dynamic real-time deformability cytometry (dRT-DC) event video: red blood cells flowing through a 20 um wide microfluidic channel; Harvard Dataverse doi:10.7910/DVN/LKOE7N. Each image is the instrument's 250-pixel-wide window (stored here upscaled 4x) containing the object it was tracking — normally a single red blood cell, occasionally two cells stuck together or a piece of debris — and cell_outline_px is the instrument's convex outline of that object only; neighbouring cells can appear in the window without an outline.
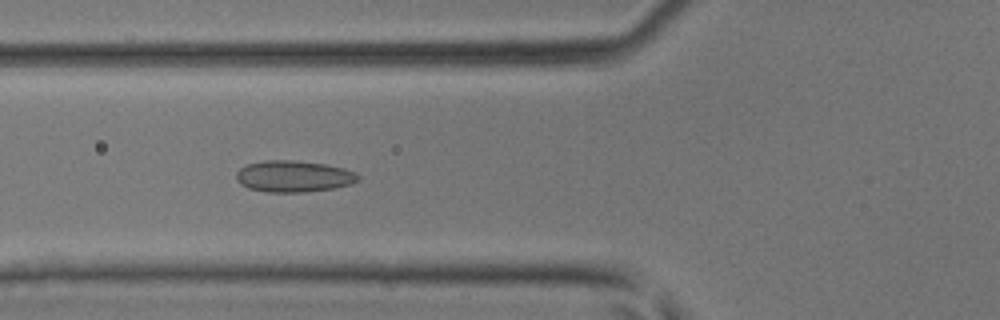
{"species": "common noctule bat (a hibernating species)", "species_latin": "Nyctalus noctula", "temperature_condition": "room temperature", "stored_images_in_passage": 46, "camera_frame_rate_fps": 3000, "um_per_image_px": 0.085, "animal": {"sex": "male", "body_mass_g": 17.9, "forearm_length_mm": 54.2}, "frame": {"image": 1, "passage_image": 18, "time_ms": 5.667, "image_size_px": [1000, 320], "cell_outline_px": [[360, 180], [352, 184], [332, 188], [304, 192], [268, 192], [248, 188], [240, 184], [236, 180], [236, 172], [244, 164], [264, 160], [292, 160], [324, 164], [344, 168], [356, 172], [360, 176]], "centroid_in_image_um": [24.94, 14.98], "position_along_channel_um": 100.9, "area_um2": 22.54}}
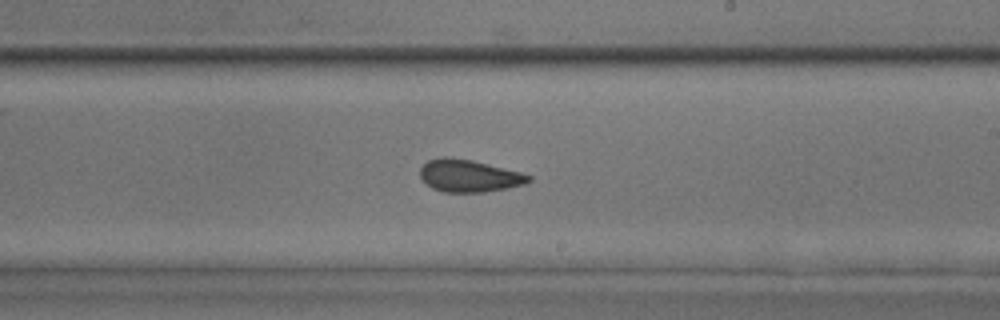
{"frame": {"image": 2, "passage_image": 28, "time_ms": 9.0, "image_size_px": [1000, 320], "cell_outline_px": [[532, 180], [524, 184], [508, 188], [484, 192], [444, 192], [432, 188], [420, 176], [420, 168], [428, 160], [444, 156], [448, 156], [472, 160], [520, 172], [532, 176]], "centroid_in_image_um": [39.87, 14.94], "position_along_channel_um": 249.1, "area_um2": 20.4}}
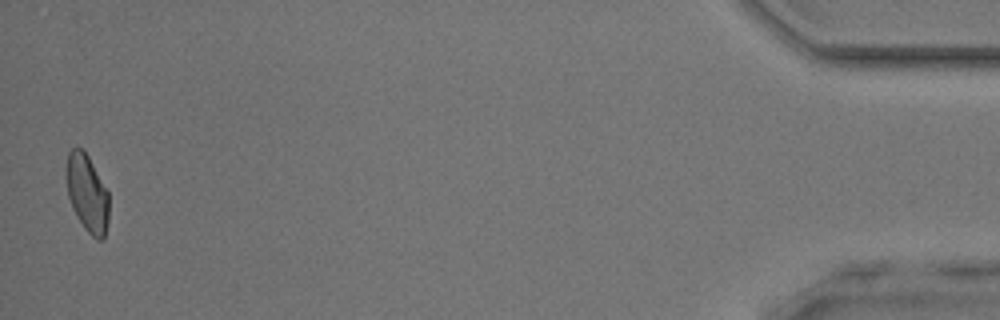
{"frame": {"image": 3, "passage_image": 46, "time_ms": 15.0, "image_size_px": [1000, 320], "cell_outline_px": [[108, 220], [104, 240], [96, 240], [84, 228], [76, 216], [72, 208], [68, 196], [64, 168], [68, 152], [76, 144], [88, 156], [108, 192]], "centroid_in_image_um": [7.37, 16.41], "position_along_channel_um": 427.8, "area_um2": 19.54}}